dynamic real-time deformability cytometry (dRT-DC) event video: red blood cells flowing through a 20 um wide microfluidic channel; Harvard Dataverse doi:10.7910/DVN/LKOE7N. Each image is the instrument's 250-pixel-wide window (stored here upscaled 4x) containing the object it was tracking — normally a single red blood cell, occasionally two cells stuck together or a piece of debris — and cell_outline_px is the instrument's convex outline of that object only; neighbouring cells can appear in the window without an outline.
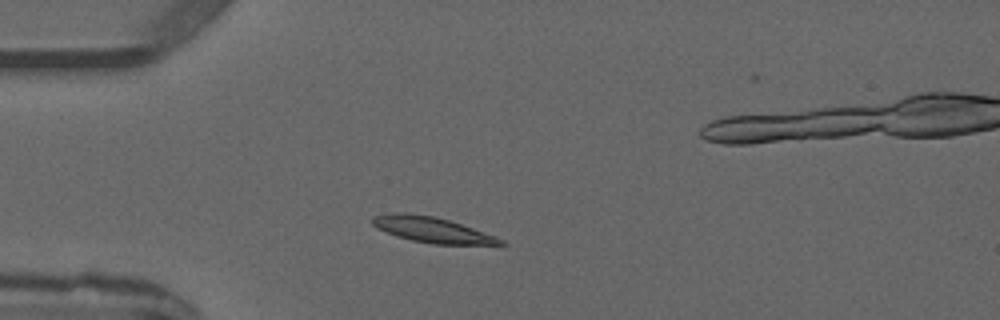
{"species": "common noctule bat (a hibernating species)", "species_latin": "Nyctalus noctula", "temperature_condition": "warm", "stored_images_in_passage": 5, "camera_frame_rate_fps": 3000, "um_per_image_px": 0.085, "animal": {"sex": "male", "forearm_length_mm": 52.5}, "frame": {"image": 1, "passage_image": 2, "time_ms": 2.0, "image_size_px": [1000, 320], "cell_outline_px": [[508, 244], [500, 248], [432, 244], [412, 240], [396, 236], [376, 228], [372, 224], [372, 216], [396, 212], [404, 212], [436, 216], [472, 228], [504, 240]], "centroid_in_image_um": [36.88, 19.59], "position_along_channel_um": 48.1, "area_um2": 19.94}}